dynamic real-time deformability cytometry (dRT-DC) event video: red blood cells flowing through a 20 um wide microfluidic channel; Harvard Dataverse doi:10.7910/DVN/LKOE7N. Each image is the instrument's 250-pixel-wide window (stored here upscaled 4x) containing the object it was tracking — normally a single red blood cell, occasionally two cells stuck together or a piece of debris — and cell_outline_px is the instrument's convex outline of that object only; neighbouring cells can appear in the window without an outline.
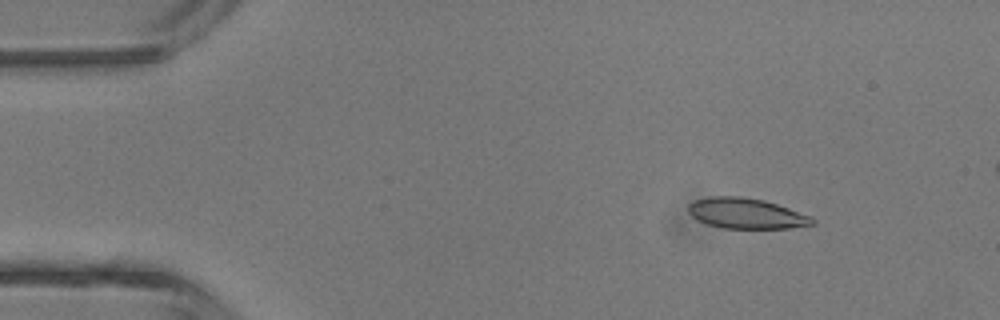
{"species": "common noctule bat (a hibernating species)", "species_latin": "Nyctalus noctula", "temperature_condition": "room temperature", "stored_images_in_passage": 4, "camera_frame_rate_fps": 3000, "um_per_image_px": 0.085, "animal": {"sex": "male", "body_mass_g": 13.3}, "frame": {"image": 1, "passage_image": 1, "time_ms": 0.0, "image_size_px": [1000, 320], "cell_outline_px": [[816, 224], [788, 228], [724, 228], [708, 224], [696, 220], [688, 212], [688, 204], [692, 200], [712, 196], [740, 196], [764, 200], [812, 216], [816, 220]], "centroid_in_image_um": [63.41, 18.13], "position_along_channel_um": 21.6, "area_um2": 22.14}}